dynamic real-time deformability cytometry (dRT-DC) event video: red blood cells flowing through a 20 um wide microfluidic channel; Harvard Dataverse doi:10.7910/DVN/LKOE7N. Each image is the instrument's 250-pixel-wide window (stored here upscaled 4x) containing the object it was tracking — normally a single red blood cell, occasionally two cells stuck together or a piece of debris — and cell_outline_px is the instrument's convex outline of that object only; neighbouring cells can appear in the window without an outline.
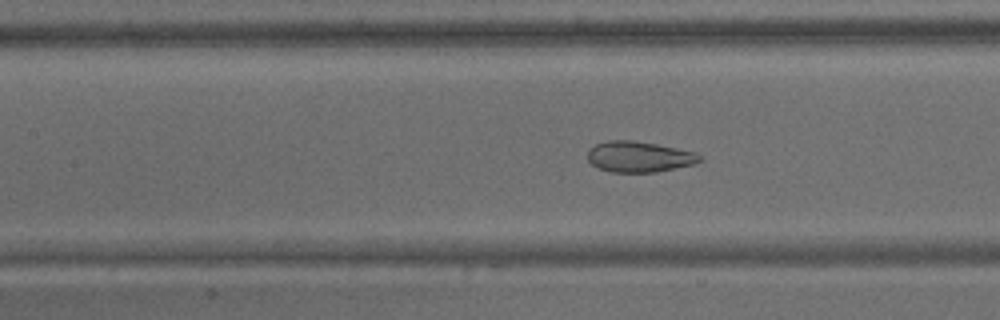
{"species": "common noctule bat (a hibernating species)", "species_latin": "Nyctalus noctula", "temperature_condition": "warm", "stored_images_in_passage": 60, "camera_frame_rate_fps": 3000, "um_per_image_px": 0.085, "animal": {"sex": "male", "body_mass_g": 15.6}, "frame": {"image": 1, "passage_image": 22, "time_ms": 7.0, "image_size_px": [1000, 320], "cell_outline_px": [[704, 160], [696, 164], [656, 172], [612, 172], [600, 168], [592, 164], [588, 160], [588, 152], [596, 144], [608, 140], [632, 140], [656, 144], [696, 152]], "centroid_in_image_um": [54.37, 13.32], "position_along_channel_um": 153.0, "area_um2": 20.06}}
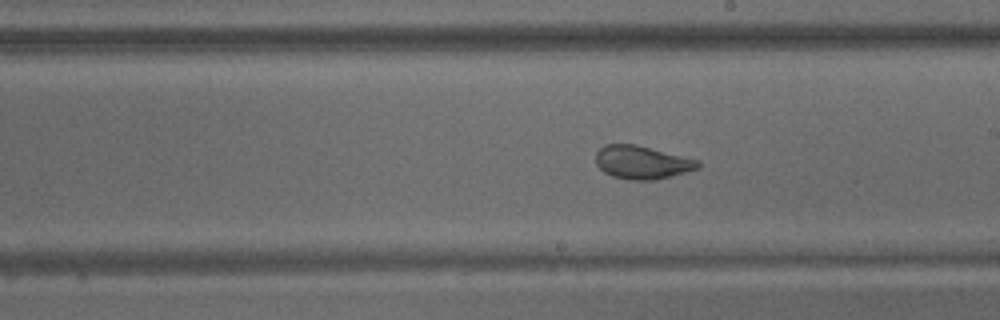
{"frame": {"image": 2, "passage_image": 30, "time_ms": 9.667, "image_size_px": [1000, 320], "cell_outline_px": [[700, 168], [672, 176], [656, 180], [632, 180], [612, 176], [604, 172], [596, 164], [596, 152], [604, 144], [636, 144], [700, 160]], "centroid_in_image_um": [54.59, 13.8], "position_along_channel_um": 234.4, "area_um2": 19.94}}
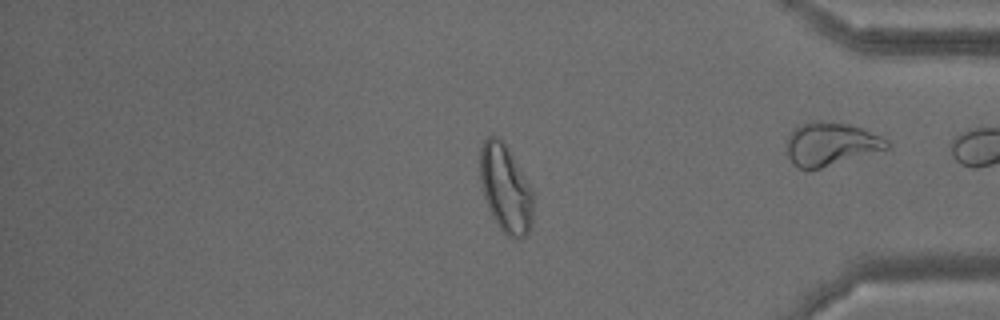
{"frame": {"image": 3, "passage_image": 48, "time_ms": 15.667, "image_size_px": [1000, 320], "cell_outline_px": [[532, 228], [524, 236], [508, 236], [500, 228], [492, 216], [488, 208], [484, 196], [480, 180], [480, 148], [484, 140], [488, 136], [500, 136], [532, 188]], "centroid_in_image_um": [42.96, 16.0], "position_along_channel_um": 392.2, "area_um2": 26.93}, "authors_computed_cell_mechanics": {"area_um2": 25.2297, "velocity_mm_per_s": 3.063, "shape_relaxation_time_tau1_ms": 7.042, "shape_relaxation_time_tau2_ms": 0.9539, "deformation_change_tau1": 0.1563, "deformation_change_tau2": 0.0667}}